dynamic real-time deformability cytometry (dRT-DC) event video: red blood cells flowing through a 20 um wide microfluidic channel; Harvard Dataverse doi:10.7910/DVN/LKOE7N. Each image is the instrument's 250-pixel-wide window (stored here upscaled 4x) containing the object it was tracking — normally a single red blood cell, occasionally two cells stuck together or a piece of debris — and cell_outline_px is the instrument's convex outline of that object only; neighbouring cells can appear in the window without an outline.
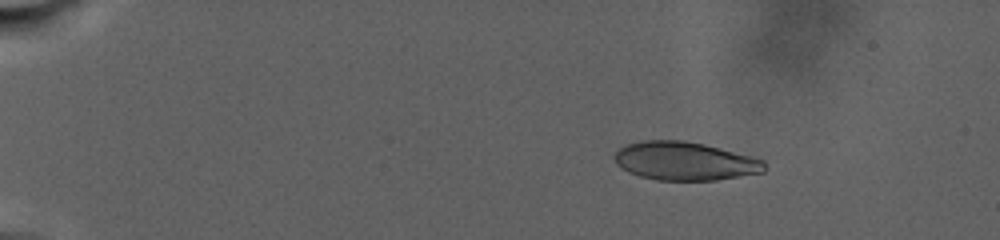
{"species": "human", "species_latin": "Homo sapiens", "temperature_condition": "warm", "stored_images_in_passage": 45, "camera_frame_rate_fps": 3000, "um_per_image_px": 0.085, "donor": {"sex": "male"}, "frame": {"image": 1, "passage_image": 7, "time_ms": 3.667, "image_size_px": [1000, 240], "cell_outline_px": [[764, 172], [716, 180], [656, 180], [640, 176], [628, 172], [620, 168], [616, 164], [616, 152], [620, 148], [628, 144], [644, 140], [684, 140], [704, 144], [720, 148], [764, 160]], "centroid_in_image_um": [58.19, 13.69], "position_along_channel_um": 26.8, "area_um2": 33.35}}
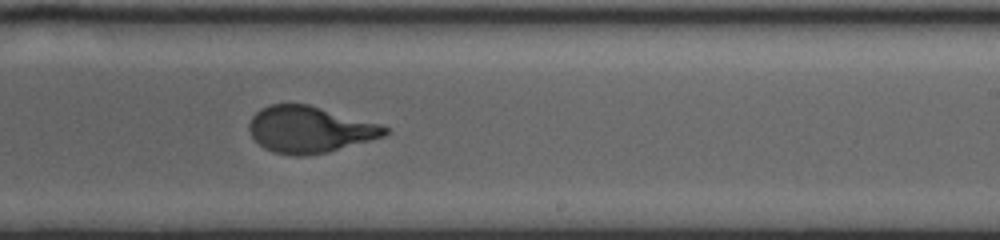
{"frame": {"image": 2, "passage_image": 28, "time_ms": 19.333, "image_size_px": [1000, 240], "cell_outline_px": [[388, 132], [384, 136], [328, 152], [304, 156], [296, 156], [272, 152], [264, 148], [252, 136], [248, 128], [248, 124], [252, 116], [260, 108], [272, 104], [308, 104], [380, 124], [388, 128]], "centroid_in_image_um": [26.29, 11.01], "position_along_channel_um": 262.7, "area_um2": 36.59}}
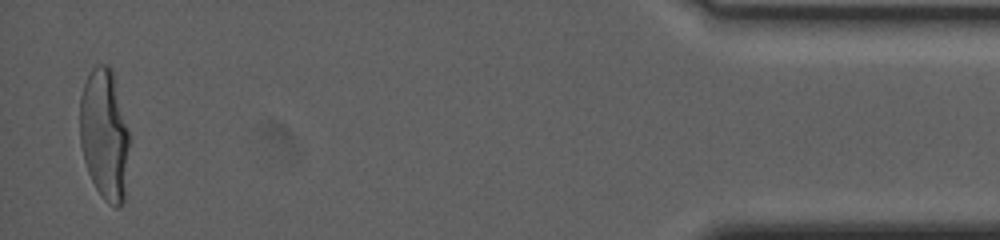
{"frame": {"image": 3, "passage_image": 45, "time_ms": 29.667, "image_size_px": [1000, 240], "cell_outline_px": [[128, 148], [124, 200], [116, 208], [108, 204], [104, 200], [96, 188], [88, 172], [84, 160], [80, 144], [80, 96], [84, 84], [92, 68], [96, 64], [108, 64], [112, 68], [128, 132]], "centroid_in_image_um": [8.85, 11.42], "position_along_channel_um": 426.3, "area_um2": 37.45}, "authors_computed_cell_mechanics": {"area_um2": 36.5296, "velocity_mm_per_s": 2.2552, "shape_relaxation_time_tau1_ms": 7.2594, "shape_relaxation_time_tau2_ms": null, "deformation_change_tau1": 0.2378, "deformation_change_tau2": null}}